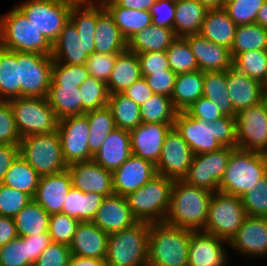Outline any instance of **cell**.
<instances>
[{
  "label": "cell",
  "instance_id": "63",
  "mask_svg": "<svg viewBox=\"0 0 267 266\" xmlns=\"http://www.w3.org/2000/svg\"><path fill=\"white\" fill-rule=\"evenodd\" d=\"M24 243H27L28 260L34 265L40 254L52 241L49 233H40L34 236L24 237Z\"/></svg>",
  "mask_w": 267,
  "mask_h": 266
},
{
  "label": "cell",
  "instance_id": "46",
  "mask_svg": "<svg viewBox=\"0 0 267 266\" xmlns=\"http://www.w3.org/2000/svg\"><path fill=\"white\" fill-rule=\"evenodd\" d=\"M177 113L172 99L161 94H154L141 106L142 123L174 124Z\"/></svg>",
  "mask_w": 267,
  "mask_h": 266
},
{
  "label": "cell",
  "instance_id": "20",
  "mask_svg": "<svg viewBox=\"0 0 267 266\" xmlns=\"http://www.w3.org/2000/svg\"><path fill=\"white\" fill-rule=\"evenodd\" d=\"M74 188L84 193L114 194L112 172L93 160L77 162L68 166Z\"/></svg>",
  "mask_w": 267,
  "mask_h": 266
},
{
  "label": "cell",
  "instance_id": "21",
  "mask_svg": "<svg viewBox=\"0 0 267 266\" xmlns=\"http://www.w3.org/2000/svg\"><path fill=\"white\" fill-rule=\"evenodd\" d=\"M228 246L250 257L267 255V217L247 215Z\"/></svg>",
  "mask_w": 267,
  "mask_h": 266
},
{
  "label": "cell",
  "instance_id": "1",
  "mask_svg": "<svg viewBox=\"0 0 267 266\" xmlns=\"http://www.w3.org/2000/svg\"><path fill=\"white\" fill-rule=\"evenodd\" d=\"M192 149L194 155L237 148L236 117L224 116L210 123L178 112L173 126Z\"/></svg>",
  "mask_w": 267,
  "mask_h": 266
},
{
  "label": "cell",
  "instance_id": "41",
  "mask_svg": "<svg viewBox=\"0 0 267 266\" xmlns=\"http://www.w3.org/2000/svg\"><path fill=\"white\" fill-rule=\"evenodd\" d=\"M203 96L213 102L224 116L236 117L228 92L226 71L204 72Z\"/></svg>",
  "mask_w": 267,
  "mask_h": 266
},
{
  "label": "cell",
  "instance_id": "39",
  "mask_svg": "<svg viewBox=\"0 0 267 266\" xmlns=\"http://www.w3.org/2000/svg\"><path fill=\"white\" fill-rule=\"evenodd\" d=\"M21 97L17 52L0 46V100Z\"/></svg>",
  "mask_w": 267,
  "mask_h": 266
},
{
  "label": "cell",
  "instance_id": "60",
  "mask_svg": "<svg viewBox=\"0 0 267 266\" xmlns=\"http://www.w3.org/2000/svg\"><path fill=\"white\" fill-rule=\"evenodd\" d=\"M142 76L170 69L165 51L142 52L137 54Z\"/></svg>",
  "mask_w": 267,
  "mask_h": 266
},
{
  "label": "cell",
  "instance_id": "72",
  "mask_svg": "<svg viewBox=\"0 0 267 266\" xmlns=\"http://www.w3.org/2000/svg\"><path fill=\"white\" fill-rule=\"evenodd\" d=\"M263 101L267 107V86H265V89H264Z\"/></svg>",
  "mask_w": 267,
  "mask_h": 266
},
{
  "label": "cell",
  "instance_id": "24",
  "mask_svg": "<svg viewBox=\"0 0 267 266\" xmlns=\"http://www.w3.org/2000/svg\"><path fill=\"white\" fill-rule=\"evenodd\" d=\"M183 38L188 42L202 72L226 71L232 66L228 48L213 43L200 34H189Z\"/></svg>",
  "mask_w": 267,
  "mask_h": 266
},
{
  "label": "cell",
  "instance_id": "5",
  "mask_svg": "<svg viewBox=\"0 0 267 266\" xmlns=\"http://www.w3.org/2000/svg\"><path fill=\"white\" fill-rule=\"evenodd\" d=\"M266 174V154L235 148L219 183V191L241 197Z\"/></svg>",
  "mask_w": 267,
  "mask_h": 266
},
{
  "label": "cell",
  "instance_id": "18",
  "mask_svg": "<svg viewBox=\"0 0 267 266\" xmlns=\"http://www.w3.org/2000/svg\"><path fill=\"white\" fill-rule=\"evenodd\" d=\"M174 124L141 123L130 130L132 155L157 164L166 134Z\"/></svg>",
  "mask_w": 267,
  "mask_h": 266
},
{
  "label": "cell",
  "instance_id": "67",
  "mask_svg": "<svg viewBox=\"0 0 267 266\" xmlns=\"http://www.w3.org/2000/svg\"><path fill=\"white\" fill-rule=\"evenodd\" d=\"M113 1L120 7L149 11L157 0H113Z\"/></svg>",
  "mask_w": 267,
  "mask_h": 266
},
{
  "label": "cell",
  "instance_id": "51",
  "mask_svg": "<svg viewBox=\"0 0 267 266\" xmlns=\"http://www.w3.org/2000/svg\"><path fill=\"white\" fill-rule=\"evenodd\" d=\"M88 77L89 72L85 64L70 65L54 61L50 86L79 87Z\"/></svg>",
  "mask_w": 267,
  "mask_h": 266
},
{
  "label": "cell",
  "instance_id": "17",
  "mask_svg": "<svg viewBox=\"0 0 267 266\" xmlns=\"http://www.w3.org/2000/svg\"><path fill=\"white\" fill-rule=\"evenodd\" d=\"M228 242L203 231H192L189 242L188 266H226Z\"/></svg>",
  "mask_w": 267,
  "mask_h": 266
},
{
  "label": "cell",
  "instance_id": "71",
  "mask_svg": "<svg viewBox=\"0 0 267 266\" xmlns=\"http://www.w3.org/2000/svg\"><path fill=\"white\" fill-rule=\"evenodd\" d=\"M107 1L110 0H87V3L104 4Z\"/></svg>",
  "mask_w": 267,
  "mask_h": 266
},
{
  "label": "cell",
  "instance_id": "27",
  "mask_svg": "<svg viewBox=\"0 0 267 266\" xmlns=\"http://www.w3.org/2000/svg\"><path fill=\"white\" fill-rule=\"evenodd\" d=\"M109 234L93 222H80L69 245L71 254L105 260Z\"/></svg>",
  "mask_w": 267,
  "mask_h": 266
},
{
  "label": "cell",
  "instance_id": "31",
  "mask_svg": "<svg viewBox=\"0 0 267 266\" xmlns=\"http://www.w3.org/2000/svg\"><path fill=\"white\" fill-rule=\"evenodd\" d=\"M176 38L173 29L150 25L127 40V50L136 54L166 51Z\"/></svg>",
  "mask_w": 267,
  "mask_h": 266
},
{
  "label": "cell",
  "instance_id": "15",
  "mask_svg": "<svg viewBox=\"0 0 267 266\" xmlns=\"http://www.w3.org/2000/svg\"><path fill=\"white\" fill-rule=\"evenodd\" d=\"M234 149L222 147L217 151L194 155L188 174L183 180L213 193L219 191V183Z\"/></svg>",
  "mask_w": 267,
  "mask_h": 266
},
{
  "label": "cell",
  "instance_id": "37",
  "mask_svg": "<svg viewBox=\"0 0 267 266\" xmlns=\"http://www.w3.org/2000/svg\"><path fill=\"white\" fill-rule=\"evenodd\" d=\"M207 9L197 0L176 1L174 32L177 37L199 34Z\"/></svg>",
  "mask_w": 267,
  "mask_h": 266
},
{
  "label": "cell",
  "instance_id": "36",
  "mask_svg": "<svg viewBox=\"0 0 267 266\" xmlns=\"http://www.w3.org/2000/svg\"><path fill=\"white\" fill-rule=\"evenodd\" d=\"M46 98L58 119L87 112L83 108L79 87L50 86Z\"/></svg>",
  "mask_w": 267,
  "mask_h": 266
},
{
  "label": "cell",
  "instance_id": "14",
  "mask_svg": "<svg viewBox=\"0 0 267 266\" xmlns=\"http://www.w3.org/2000/svg\"><path fill=\"white\" fill-rule=\"evenodd\" d=\"M57 132L67 166L92 160L88 146L90 126L85 114L59 119Z\"/></svg>",
  "mask_w": 267,
  "mask_h": 266
},
{
  "label": "cell",
  "instance_id": "25",
  "mask_svg": "<svg viewBox=\"0 0 267 266\" xmlns=\"http://www.w3.org/2000/svg\"><path fill=\"white\" fill-rule=\"evenodd\" d=\"M72 186V178L68 169L58 174L41 176L33 199L49 215L61 213Z\"/></svg>",
  "mask_w": 267,
  "mask_h": 266
},
{
  "label": "cell",
  "instance_id": "53",
  "mask_svg": "<svg viewBox=\"0 0 267 266\" xmlns=\"http://www.w3.org/2000/svg\"><path fill=\"white\" fill-rule=\"evenodd\" d=\"M241 201L247 215L267 217V174L241 196Z\"/></svg>",
  "mask_w": 267,
  "mask_h": 266
},
{
  "label": "cell",
  "instance_id": "66",
  "mask_svg": "<svg viewBox=\"0 0 267 266\" xmlns=\"http://www.w3.org/2000/svg\"><path fill=\"white\" fill-rule=\"evenodd\" d=\"M18 237L16 225L12 217L0 216V247Z\"/></svg>",
  "mask_w": 267,
  "mask_h": 266
},
{
  "label": "cell",
  "instance_id": "11",
  "mask_svg": "<svg viewBox=\"0 0 267 266\" xmlns=\"http://www.w3.org/2000/svg\"><path fill=\"white\" fill-rule=\"evenodd\" d=\"M9 103L21 138L57 131L59 119L46 97H19Z\"/></svg>",
  "mask_w": 267,
  "mask_h": 266
},
{
  "label": "cell",
  "instance_id": "23",
  "mask_svg": "<svg viewBox=\"0 0 267 266\" xmlns=\"http://www.w3.org/2000/svg\"><path fill=\"white\" fill-rule=\"evenodd\" d=\"M104 232L111 234L132 227L138 222L133 216L125 196H106L92 221Z\"/></svg>",
  "mask_w": 267,
  "mask_h": 266
},
{
  "label": "cell",
  "instance_id": "12",
  "mask_svg": "<svg viewBox=\"0 0 267 266\" xmlns=\"http://www.w3.org/2000/svg\"><path fill=\"white\" fill-rule=\"evenodd\" d=\"M53 63L51 55L17 52L21 97H47Z\"/></svg>",
  "mask_w": 267,
  "mask_h": 266
},
{
  "label": "cell",
  "instance_id": "10",
  "mask_svg": "<svg viewBox=\"0 0 267 266\" xmlns=\"http://www.w3.org/2000/svg\"><path fill=\"white\" fill-rule=\"evenodd\" d=\"M72 0H26L15 5L53 45L70 19Z\"/></svg>",
  "mask_w": 267,
  "mask_h": 266
},
{
  "label": "cell",
  "instance_id": "65",
  "mask_svg": "<svg viewBox=\"0 0 267 266\" xmlns=\"http://www.w3.org/2000/svg\"><path fill=\"white\" fill-rule=\"evenodd\" d=\"M20 154V146L12 144H0V184L12 162Z\"/></svg>",
  "mask_w": 267,
  "mask_h": 266
},
{
  "label": "cell",
  "instance_id": "59",
  "mask_svg": "<svg viewBox=\"0 0 267 266\" xmlns=\"http://www.w3.org/2000/svg\"><path fill=\"white\" fill-rule=\"evenodd\" d=\"M176 1L157 0L151 7L152 25L174 30Z\"/></svg>",
  "mask_w": 267,
  "mask_h": 266
},
{
  "label": "cell",
  "instance_id": "42",
  "mask_svg": "<svg viewBox=\"0 0 267 266\" xmlns=\"http://www.w3.org/2000/svg\"><path fill=\"white\" fill-rule=\"evenodd\" d=\"M105 10L103 4L74 2L70 21L75 25L79 37L85 43H95L94 35L98 16Z\"/></svg>",
  "mask_w": 267,
  "mask_h": 266
},
{
  "label": "cell",
  "instance_id": "56",
  "mask_svg": "<svg viewBox=\"0 0 267 266\" xmlns=\"http://www.w3.org/2000/svg\"><path fill=\"white\" fill-rule=\"evenodd\" d=\"M21 139L9 100H0V144L20 146Z\"/></svg>",
  "mask_w": 267,
  "mask_h": 266
},
{
  "label": "cell",
  "instance_id": "64",
  "mask_svg": "<svg viewBox=\"0 0 267 266\" xmlns=\"http://www.w3.org/2000/svg\"><path fill=\"white\" fill-rule=\"evenodd\" d=\"M123 94L132 99L140 107L154 95L143 76L127 88Z\"/></svg>",
  "mask_w": 267,
  "mask_h": 266
},
{
  "label": "cell",
  "instance_id": "69",
  "mask_svg": "<svg viewBox=\"0 0 267 266\" xmlns=\"http://www.w3.org/2000/svg\"><path fill=\"white\" fill-rule=\"evenodd\" d=\"M256 23L267 29V0L256 15Z\"/></svg>",
  "mask_w": 267,
  "mask_h": 266
},
{
  "label": "cell",
  "instance_id": "3",
  "mask_svg": "<svg viewBox=\"0 0 267 266\" xmlns=\"http://www.w3.org/2000/svg\"><path fill=\"white\" fill-rule=\"evenodd\" d=\"M191 230L166 222L151 223L147 266H188Z\"/></svg>",
  "mask_w": 267,
  "mask_h": 266
},
{
  "label": "cell",
  "instance_id": "38",
  "mask_svg": "<svg viewBox=\"0 0 267 266\" xmlns=\"http://www.w3.org/2000/svg\"><path fill=\"white\" fill-rule=\"evenodd\" d=\"M40 175L19 154L5 173L2 184L34 198L40 181Z\"/></svg>",
  "mask_w": 267,
  "mask_h": 266
},
{
  "label": "cell",
  "instance_id": "40",
  "mask_svg": "<svg viewBox=\"0 0 267 266\" xmlns=\"http://www.w3.org/2000/svg\"><path fill=\"white\" fill-rule=\"evenodd\" d=\"M50 215L33 199L13 219L18 237L48 233Z\"/></svg>",
  "mask_w": 267,
  "mask_h": 266
},
{
  "label": "cell",
  "instance_id": "43",
  "mask_svg": "<svg viewBox=\"0 0 267 266\" xmlns=\"http://www.w3.org/2000/svg\"><path fill=\"white\" fill-rule=\"evenodd\" d=\"M108 106L116 128L130 131L142 123L141 107L123 93L109 95Z\"/></svg>",
  "mask_w": 267,
  "mask_h": 266
},
{
  "label": "cell",
  "instance_id": "4",
  "mask_svg": "<svg viewBox=\"0 0 267 266\" xmlns=\"http://www.w3.org/2000/svg\"><path fill=\"white\" fill-rule=\"evenodd\" d=\"M0 16V46L14 52L52 55L53 45L16 7Z\"/></svg>",
  "mask_w": 267,
  "mask_h": 266
},
{
  "label": "cell",
  "instance_id": "48",
  "mask_svg": "<svg viewBox=\"0 0 267 266\" xmlns=\"http://www.w3.org/2000/svg\"><path fill=\"white\" fill-rule=\"evenodd\" d=\"M165 53L170 69L176 74L199 70L195 56L183 37H177Z\"/></svg>",
  "mask_w": 267,
  "mask_h": 266
},
{
  "label": "cell",
  "instance_id": "8",
  "mask_svg": "<svg viewBox=\"0 0 267 266\" xmlns=\"http://www.w3.org/2000/svg\"><path fill=\"white\" fill-rule=\"evenodd\" d=\"M20 155L40 176L58 174L68 168L57 131L23 137Z\"/></svg>",
  "mask_w": 267,
  "mask_h": 266
},
{
  "label": "cell",
  "instance_id": "45",
  "mask_svg": "<svg viewBox=\"0 0 267 266\" xmlns=\"http://www.w3.org/2000/svg\"><path fill=\"white\" fill-rule=\"evenodd\" d=\"M254 50H267V29L257 23L237 26L230 48L232 59L237 54Z\"/></svg>",
  "mask_w": 267,
  "mask_h": 266
},
{
  "label": "cell",
  "instance_id": "34",
  "mask_svg": "<svg viewBox=\"0 0 267 266\" xmlns=\"http://www.w3.org/2000/svg\"><path fill=\"white\" fill-rule=\"evenodd\" d=\"M104 198L100 193H84L72 186L63 204L62 213L80 222H92Z\"/></svg>",
  "mask_w": 267,
  "mask_h": 266
},
{
  "label": "cell",
  "instance_id": "32",
  "mask_svg": "<svg viewBox=\"0 0 267 266\" xmlns=\"http://www.w3.org/2000/svg\"><path fill=\"white\" fill-rule=\"evenodd\" d=\"M94 41L96 53L119 54L127 50V40L106 9L97 18Z\"/></svg>",
  "mask_w": 267,
  "mask_h": 266
},
{
  "label": "cell",
  "instance_id": "19",
  "mask_svg": "<svg viewBox=\"0 0 267 266\" xmlns=\"http://www.w3.org/2000/svg\"><path fill=\"white\" fill-rule=\"evenodd\" d=\"M157 175L155 165L131 155L124 164L112 172L114 194L126 196Z\"/></svg>",
  "mask_w": 267,
  "mask_h": 266
},
{
  "label": "cell",
  "instance_id": "61",
  "mask_svg": "<svg viewBox=\"0 0 267 266\" xmlns=\"http://www.w3.org/2000/svg\"><path fill=\"white\" fill-rule=\"evenodd\" d=\"M177 74L171 69L165 72H153L143 76L154 94H161L170 97L173 93Z\"/></svg>",
  "mask_w": 267,
  "mask_h": 266
},
{
  "label": "cell",
  "instance_id": "54",
  "mask_svg": "<svg viewBox=\"0 0 267 266\" xmlns=\"http://www.w3.org/2000/svg\"><path fill=\"white\" fill-rule=\"evenodd\" d=\"M32 200L29 194L0 184V216L14 218Z\"/></svg>",
  "mask_w": 267,
  "mask_h": 266
},
{
  "label": "cell",
  "instance_id": "57",
  "mask_svg": "<svg viewBox=\"0 0 267 266\" xmlns=\"http://www.w3.org/2000/svg\"><path fill=\"white\" fill-rule=\"evenodd\" d=\"M118 54H101L94 52L86 61L89 76L107 83L111 71L115 65Z\"/></svg>",
  "mask_w": 267,
  "mask_h": 266
},
{
  "label": "cell",
  "instance_id": "49",
  "mask_svg": "<svg viewBox=\"0 0 267 266\" xmlns=\"http://www.w3.org/2000/svg\"><path fill=\"white\" fill-rule=\"evenodd\" d=\"M83 108L86 111L102 108L108 105L109 92L107 84L89 76L80 86Z\"/></svg>",
  "mask_w": 267,
  "mask_h": 266
},
{
  "label": "cell",
  "instance_id": "62",
  "mask_svg": "<svg viewBox=\"0 0 267 266\" xmlns=\"http://www.w3.org/2000/svg\"><path fill=\"white\" fill-rule=\"evenodd\" d=\"M186 112L193 118L208 123L224 117L219 108L204 96L196 100Z\"/></svg>",
  "mask_w": 267,
  "mask_h": 266
},
{
  "label": "cell",
  "instance_id": "55",
  "mask_svg": "<svg viewBox=\"0 0 267 266\" xmlns=\"http://www.w3.org/2000/svg\"><path fill=\"white\" fill-rule=\"evenodd\" d=\"M0 266H33L28 260L24 237H16L0 247Z\"/></svg>",
  "mask_w": 267,
  "mask_h": 266
},
{
  "label": "cell",
  "instance_id": "68",
  "mask_svg": "<svg viewBox=\"0 0 267 266\" xmlns=\"http://www.w3.org/2000/svg\"><path fill=\"white\" fill-rule=\"evenodd\" d=\"M68 266H107L105 260L71 255Z\"/></svg>",
  "mask_w": 267,
  "mask_h": 266
},
{
  "label": "cell",
  "instance_id": "2",
  "mask_svg": "<svg viewBox=\"0 0 267 266\" xmlns=\"http://www.w3.org/2000/svg\"><path fill=\"white\" fill-rule=\"evenodd\" d=\"M212 195L213 192L188 184L185 180H174L165 222L175 227L202 231L208 219Z\"/></svg>",
  "mask_w": 267,
  "mask_h": 266
},
{
  "label": "cell",
  "instance_id": "50",
  "mask_svg": "<svg viewBox=\"0 0 267 266\" xmlns=\"http://www.w3.org/2000/svg\"><path fill=\"white\" fill-rule=\"evenodd\" d=\"M265 0H225L223 8L237 25L256 23V15Z\"/></svg>",
  "mask_w": 267,
  "mask_h": 266
},
{
  "label": "cell",
  "instance_id": "26",
  "mask_svg": "<svg viewBox=\"0 0 267 266\" xmlns=\"http://www.w3.org/2000/svg\"><path fill=\"white\" fill-rule=\"evenodd\" d=\"M226 81L232 105L237 113L263 101L265 86L233 66L226 70Z\"/></svg>",
  "mask_w": 267,
  "mask_h": 266
},
{
  "label": "cell",
  "instance_id": "73",
  "mask_svg": "<svg viewBox=\"0 0 267 266\" xmlns=\"http://www.w3.org/2000/svg\"><path fill=\"white\" fill-rule=\"evenodd\" d=\"M72 1H74V2H85V3H87V0H72Z\"/></svg>",
  "mask_w": 267,
  "mask_h": 266
},
{
  "label": "cell",
  "instance_id": "44",
  "mask_svg": "<svg viewBox=\"0 0 267 266\" xmlns=\"http://www.w3.org/2000/svg\"><path fill=\"white\" fill-rule=\"evenodd\" d=\"M88 118L90 133H89V151L94 156L101 148L106 137L116 129L113 114L108 105L89 110L85 113Z\"/></svg>",
  "mask_w": 267,
  "mask_h": 266
},
{
  "label": "cell",
  "instance_id": "9",
  "mask_svg": "<svg viewBox=\"0 0 267 266\" xmlns=\"http://www.w3.org/2000/svg\"><path fill=\"white\" fill-rule=\"evenodd\" d=\"M247 216L241 197L216 191L209 204L208 219L202 230L229 243Z\"/></svg>",
  "mask_w": 267,
  "mask_h": 266
},
{
  "label": "cell",
  "instance_id": "29",
  "mask_svg": "<svg viewBox=\"0 0 267 266\" xmlns=\"http://www.w3.org/2000/svg\"><path fill=\"white\" fill-rule=\"evenodd\" d=\"M237 25L230 19L222 8L209 9L202 22L199 34L209 41L230 50Z\"/></svg>",
  "mask_w": 267,
  "mask_h": 266
},
{
  "label": "cell",
  "instance_id": "6",
  "mask_svg": "<svg viewBox=\"0 0 267 266\" xmlns=\"http://www.w3.org/2000/svg\"><path fill=\"white\" fill-rule=\"evenodd\" d=\"M151 223L138 221L130 228L109 234L107 266H147Z\"/></svg>",
  "mask_w": 267,
  "mask_h": 266
},
{
  "label": "cell",
  "instance_id": "16",
  "mask_svg": "<svg viewBox=\"0 0 267 266\" xmlns=\"http://www.w3.org/2000/svg\"><path fill=\"white\" fill-rule=\"evenodd\" d=\"M194 153L174 127L166 134L159 160L155 165L158 175L172 180H183L188 174Z\"/></svg>",
  "mask_w": 267,
  "mask_h": 266
},
{
  "label": "cell",
  "instance_id": "58",
  "mask_svg": "<svg viewBox=\"0 0 267 266\" xmlns=\"http://www.w3.org/2000/svg\"><path fill=\"white\" fill-rule=\"evenodd\" d=\"M71 255L68 245L52 242L40 254L33 266H68Z\"/></svg>",
  "mask_w": 267,
  "mask_h": 266
},
{
  "label": "cell",
  "instance_id": "52",
  "mask_svg": "<svg viewBox=\"0 0 267 266\" xmlns=\"http://www.w3.org/2000/svg\"><path fill=\"white\" fill-rule=\"evenodd\" d=\"M80 221L65 213L50 215L48 233L51 241L70 245Z\"/></svg>",
  "mask_w": 267,
  "mask_h": 266
},
{
  "label": "cell",
  "instance_id": "47",
  "mask_svg": "<svg viewBox=\"0 0 267 266\" xmlns=\"http://www.w3.org/2000/svg\"><path fill=\"white\" fill-rule=\"evenodd\" d=\"M232 66L267 86V50H254L237 54Z\"/></svg>",
  "mask_w": 267,
  "mask_h": 266
},
{
  "label": "cell",
  "instance_id": "35",
  "mask_svg": "<svg viewBox=\"0 0 267 266\" xmlns=\"http://www.w3.org/2000/svg\"><path fill=\"white\" fill-rule=\"evenodd\" d=\"M103 5L113 17L114 22L126 40L147 26L152 25L150 11L120 7L113 0L107 1Z\"/></svg>",
  "mask_w": 267,
  "mask_h": 266
},
{
  "label": "cell",
  "instance_id": "13",
  "mask_svg": "<svg viewBox=\"0 0 267 266\" xmlns=\"http://www.w3.org/2000/svg\"><path fill=\"white\" fill-rule=\"evenodd\" d=\"M237 148L267 154V107L264 101L236 115Z\"/></svg>",
  "mask_w": 267,
  "mask_h": 266
},
{
  "label": "cell",
  "instance_id": "22",
  "mask_svg": "<svg viewBox=\"0 0 267 266\" xmlns=\"http://www.w3.org/2000/svg\"><path fill=\"white\" fill-rule=\"evenodd\" d=\"M95 43H85L79 37L75 25L69 20L57 41L53 44V61L70 65H83L90 55L95 52Z\"/></svg>",
  "mask_w": 267,
  "mask_h": 266
},
{
  "label": "cell",
  "instance_id": "28",
  "mask_svg": "<svg viewBox=\"0 0 267 266\" xmlns=\"http://www.w3.org/2000/svg\"><path fill=\"white\" fill-rule=\"evenodd\" d=\"M132 155L130 132L116 128L105 139L92 160L113 172Z\"/></svg>",
  "mask_w": 267,
  "mask_h": 266
},
{
  "label": "cell",
  "instance_id": "33",
  "mask_svg": "<svg viewBox=\"0 0 267 266\" xmlns=\"http://www.w3.org/2000/svg\"><path fill=\"white\" fill-rule=\"evenodd\" d=\"M204 90V72L179 73L176 76L173 93L170 98L178 112L187 111L188 108L201 96Z\"/></svg>",
  "mask_w": 267,
  "mask_h": 266
},
{
  "label": "cell",
  "instance_id": "7",
  "mask_svg": "<svg viewBox=\"0 0 267 266\" xmlns=\"http://www.w3.org/2000/svg\"><path fill=\"white\" fill-rule=\"evenodd\" d=\"M173 183L174 180L157 174L142 187L127 194L125 197L133 216L138 221L165 222Z\"/></svg>",
  "mask_w": 267,
  "mask_h": 266
},
{
  "label": "cell",
  "instance_id": "70",
  "mask_svg": "<svg viewBox=\"0 0 267 266\" xmlns=\"http://www.w3.org/2000/svg\"><path fill=\"white\" fill-rule=\"evenodd\" d=\"M201 3L207 10L218 9L224 6L225 0H197Z\"/></svg>",
  "mask_w": 267,
  "mask_h": 266
},
{
  "label": "cell",
  "instance_id": "30",
  "mask_svg": "<svg viewBox=\"0 0 267 266\" xmlns=\"http://www.w3.org/2000/svg\"><path fill=\"white\" fill-rule=\"evenodd\" d=\"M141 77L137 54L125 50L117 55L115 65L106 83L108 92L110 95L123 93Z\"/></svg>",
  "mask_w": 267,
  "mask_h": 266
}]
</instances>
